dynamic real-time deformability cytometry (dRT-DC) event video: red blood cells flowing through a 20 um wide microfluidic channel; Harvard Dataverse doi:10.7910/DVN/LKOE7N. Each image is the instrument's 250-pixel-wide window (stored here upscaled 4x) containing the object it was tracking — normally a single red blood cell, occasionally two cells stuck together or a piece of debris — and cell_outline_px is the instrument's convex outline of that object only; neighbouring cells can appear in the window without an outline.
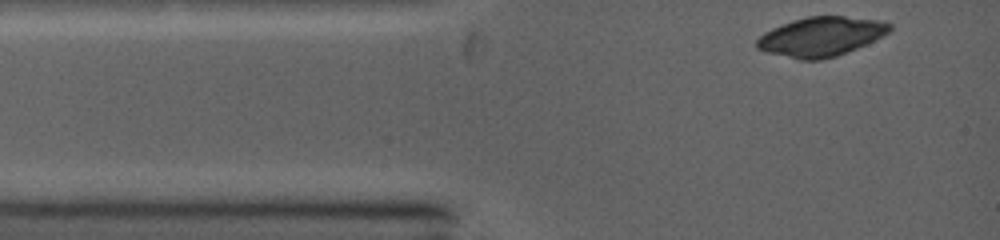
{"species": "common noctule bat (a hibernating species)", "species_latin": "Nyctalus noctula", "temperature_condition": "warm", "stored_images_in_passage": 6, "camera_frame_rate_fps": 5000, "um_per_image_px": 0.085, "animal": {"sex": "female", "body_mass_g": 19.0, "forearm_length_mm": 53.3}, "frame": {"image": 1, "passage_image": 1, "time_ms": 0.0, "image_size_px": [1000, 240], "cell_outline_px": [[892, 28], [888, 32], [856, 48], [836, 56], [820, 60], [800, 60], [764, 52], [756, 48], [756, 40], [764, 32], [772, 28], [792, 20], [808, 16], [844, 16], [880, 20], [892, 24]], "centroid_in_image_um": [69.73, 3.11], "position_along_channel_um": 15.3, "area_um2": 30.35}}